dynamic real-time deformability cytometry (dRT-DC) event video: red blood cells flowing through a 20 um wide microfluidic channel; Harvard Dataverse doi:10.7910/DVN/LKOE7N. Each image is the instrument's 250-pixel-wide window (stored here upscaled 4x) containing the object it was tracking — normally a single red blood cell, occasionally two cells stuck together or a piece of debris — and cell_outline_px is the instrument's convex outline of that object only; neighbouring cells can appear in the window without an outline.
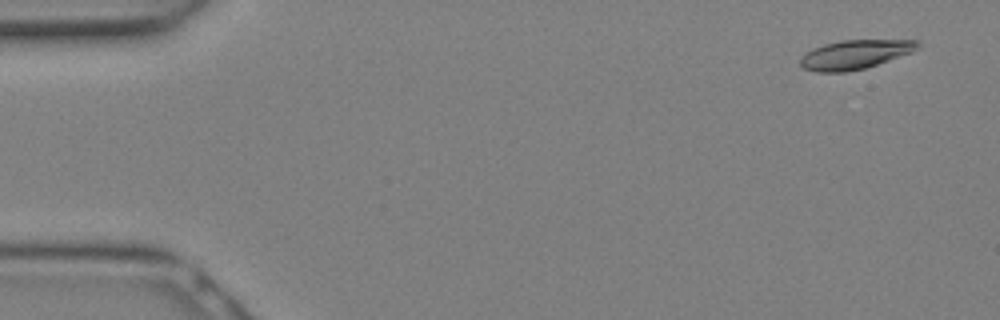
{"species": "Egyptian fruit bat (a non-hibernating species)", "species_latin": "Rousettus aegyptiacus", "temperature_condition": "warm", "stored_images_in_passage": 28, "camera_frame_rate_fps": 3000, "um_per_image_px": 0.085, "animal": {"sex": "female"}, "frame": {"image": 1, "passage_image": 2, "time_ms": 0.333, "image_size_px": [1000, 320], "cell_outline_px": [[920, 44], [912, 52], [864, 68], [848, 72], [816, 72], [804, 68], [800, 64], [800, 56], [812, 48], [824, 44], [840, 40], [920, 40]], "centroid_in_image_um": [72.62, 4.63], "position_along_channel_um": 12.4, "area_um2": 19.83}}
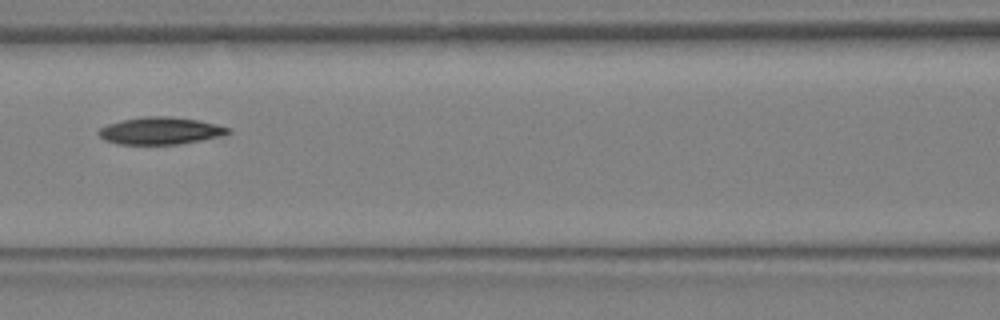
{"frame": {"image": 2, "passage_image": 13, "time_ms": 4.0, "image_size_px": [1000, 320], "cell_outline_px": [[232, 132], [224, 136], [180, 144], [120, 144], [104, 140], [96, 132], [100, 128], [108, 124], [120, 120], [144, 116], [168, 116], [196, 120], [216, 124], [232, 128]], "centroid_in_image_um": [13.66, 11.12], "position_along_channel_um": 152.9, "area_um2": 20.69}}
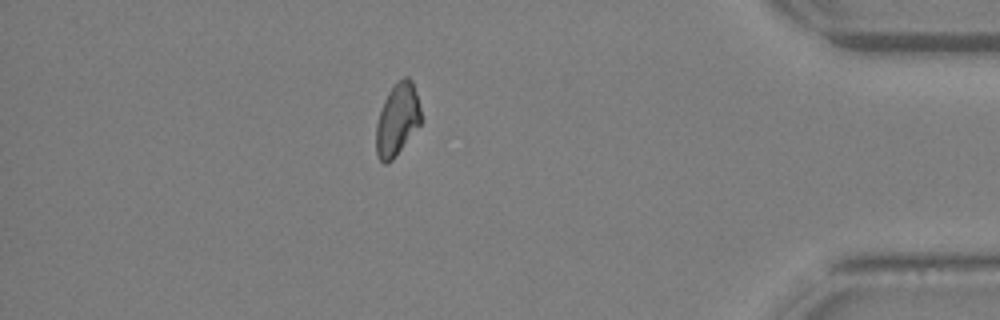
{"frame": {"image": 3, "passage_image": 25, "time_ms": 8.0, "image_size_px": [1000, 320], "cell_outline_px": [[420, 124], [392, 160], [384, 164], [376, 156], [376, 124], [384, 100], [388, 92], [404, 76], [408, 76], [412, 80], [416, 92], [420, 108]], "centroid_in_image_um": [33.75, 10.17], "position_along_channel_um": 401.4, "area_um2": 18.55}}